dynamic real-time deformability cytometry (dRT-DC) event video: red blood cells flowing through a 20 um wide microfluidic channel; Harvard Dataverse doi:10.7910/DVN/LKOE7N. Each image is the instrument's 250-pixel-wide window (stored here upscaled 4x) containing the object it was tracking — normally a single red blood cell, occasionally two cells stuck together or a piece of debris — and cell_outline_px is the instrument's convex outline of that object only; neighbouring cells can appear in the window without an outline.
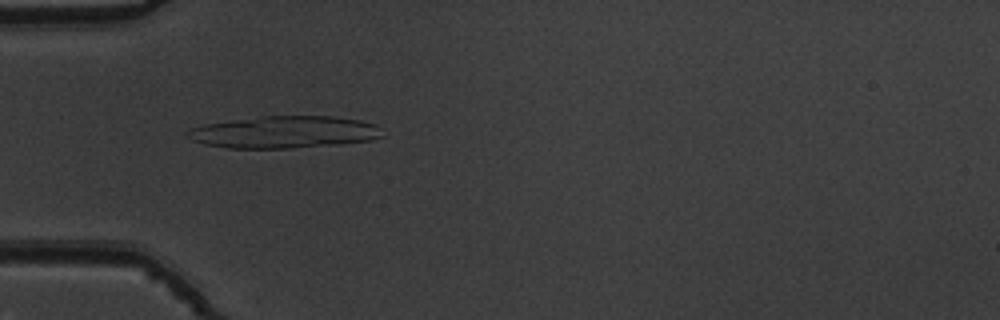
{"species": "common noctule bat (a hibernating species)", "species_latin": "Nyctalus noctula", "temperature_condition": "warm", "stored_images_in_passage": 53, "camera_frame_rate_fps": 3000, "um_per_image_px": 0.085, "animal": {"sex": "male", "body_mass_g": 19.5, "forearm_length_mm": 54.6}, "frame": {"image": 1, "passage_image": 17, "time_ms": 5.333, "image_size_px": [1000, 320], "cell_outline_px": [[384, 136], [372, 140], [340, 144], [288, 148], [228, 148], [204, 144], [192, 140], [184, 132], [192, 128], [204, 124], [260, 116], [332, 116], [360, 120], [376, 124]], "centroid_in_image_um": [24.17, 11.23], "position_along_channel_um": 60.8, "area_um2": 36.47}}
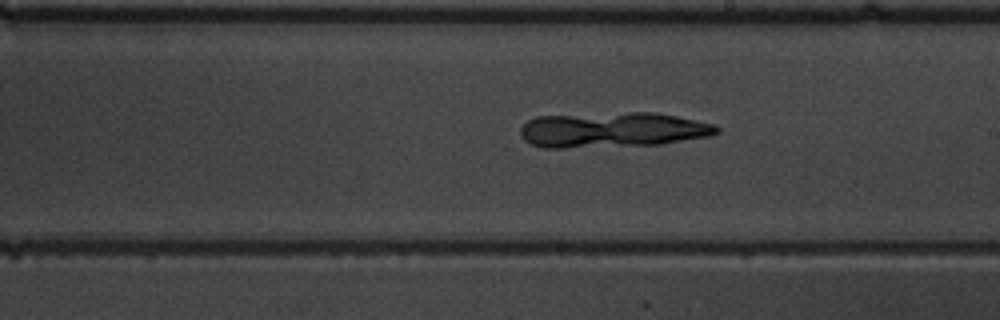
{"frame": {"image": 2, "passage_image": 31, "time_ms": 10.0, "image_size_px": [1000, 320], "cell_outline_px": [[720, 132], [708, 136], [660, 144], [564, 148], [544, 148], [532, 144], [524, 140], [520, 136], [520, 128], [528, 120], [536, 116], [632, 112], [656, 112], [716, 124], [720, 128]], "centroid_in_image_um": [52.05, 11.03], "position_along_channel_um": 236.9, "area_um2": 40.4}}
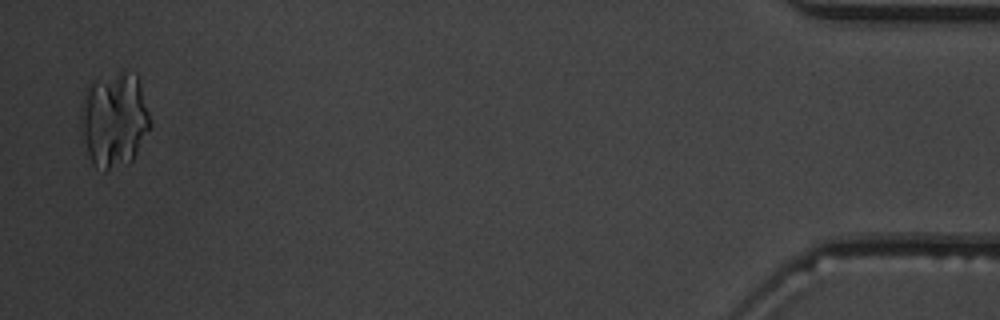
{"frame": {"image": 3, "passage_image": 52, "time_ms": 17.0, "image_size_px": [1000, 320], "cell_outline_px": [[152, 124], [132, 160], [128, 164], [104, 172], [92, 164], [80, 140], [80, 104], [84, 88], [92, 80], [124, 68], [136, 72], [140, 84]], "centroid_in_image_um": [9.64, 10.14], "position_along_channel_um": 425.6, "area_um2": 40.0}}